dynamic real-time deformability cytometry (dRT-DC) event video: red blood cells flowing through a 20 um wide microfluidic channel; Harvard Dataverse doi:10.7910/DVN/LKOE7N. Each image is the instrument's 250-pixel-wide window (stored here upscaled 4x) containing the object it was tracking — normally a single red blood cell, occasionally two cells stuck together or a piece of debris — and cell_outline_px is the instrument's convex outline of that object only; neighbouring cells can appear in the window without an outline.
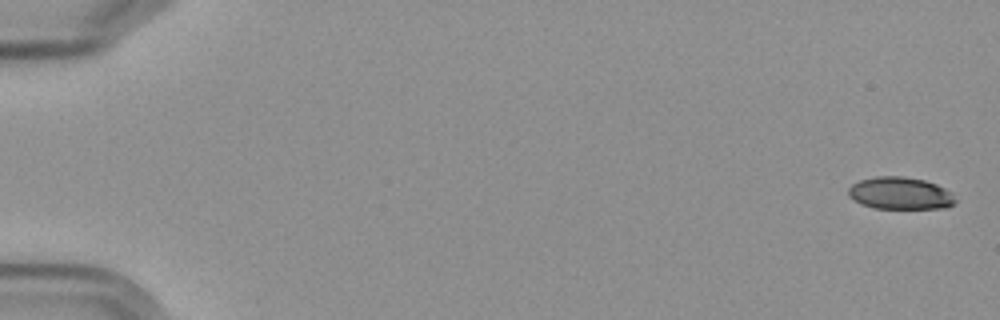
{"species": "Egyptian fruit bat (a non-hibernating species)", "species_latin": "Rousettus aegyptiacus", "temperature_condition": "cold", "stored_images_in_passage": 5, "camera_frame_rate_fps": 3000, "um_per_image_px": 0.085, "frame": {"image": 1, "passage_image": 1, "time_ms": 0.0, "image_size_px": [1000, 320], "cell_outline_px": [[956, 200], [952, 204], [944, 208], [872, 208], [860, 204], [848, 196], [848, 188], [852, 184], [860, 180], [876, 176], [904, 176], [924, 180], [936, 184], [952, 192]], "centroid_in_image_um": [76.49, 16.42], "position_along_channel_um": 8.5, "area_um2": 20.17}}
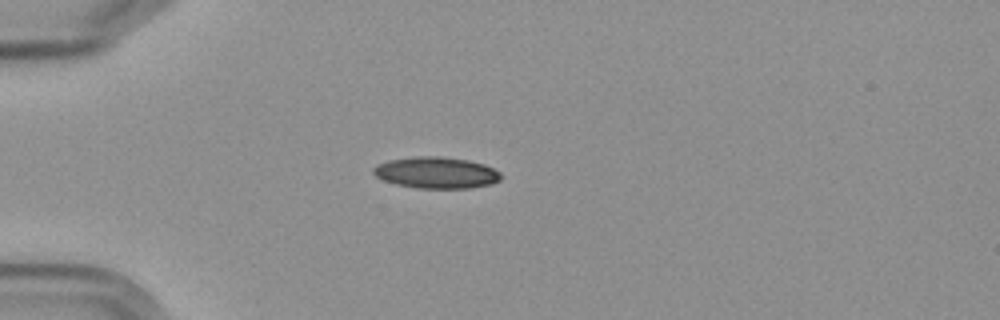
{"frame": {"image": 2, "passage_image": 5, "time_ms": 5.0, "image_size_px": [1000, 320], "cell_outline_px": [[500, 180], [492, 184], [468, 188], [416, 188], [396, 184], [384, 180], [376, 176], [372, 172], [372, 168], [376, 164], [388, 160], [416, 156], [440, 156], [468, 160], [484, 164], [500, 172]], "centroid_in_image_um": [37.06, 14.67], "position_along_channel_um": 47.9, "area_um2": 23.41}}